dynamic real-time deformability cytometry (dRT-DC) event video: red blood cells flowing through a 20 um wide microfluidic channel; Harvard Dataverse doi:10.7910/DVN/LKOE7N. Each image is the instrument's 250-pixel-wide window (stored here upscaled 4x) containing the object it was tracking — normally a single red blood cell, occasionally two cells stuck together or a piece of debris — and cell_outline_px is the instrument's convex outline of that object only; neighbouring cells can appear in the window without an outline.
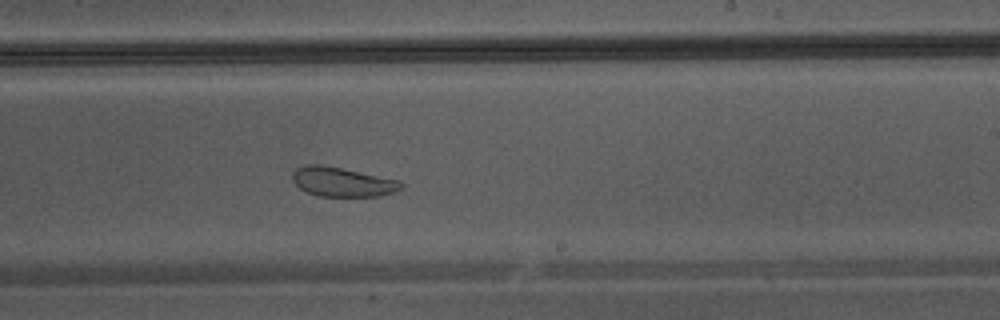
{"species": "Egyptian fruit bat (a non-hibernating species)", "species_latin": "Rousettus aegyptiacus", "temperature_condition": "warm", "stored_images_in_passage": 44, "camera_frame_rate_fps": 3000, "um_per_image_px": 0.085, "animal": {"sex": "male"}, "frame": {"image": 1, "passage_image": 26, "time_ms": 8.333, "image_size_px": [1000, 320], "cell_outline_px": [[404, 184], [396, 192], [380, 196], [320, 196], [308, 192], [300, 188], [292, 180], [292, 172], [296, 168], [308, 164], [320, 164], [400, 180]], "centroid_in_image_um": [29.1, 15.46], "position_along_channel_um": 259.9, "area_um2": 18.5}}